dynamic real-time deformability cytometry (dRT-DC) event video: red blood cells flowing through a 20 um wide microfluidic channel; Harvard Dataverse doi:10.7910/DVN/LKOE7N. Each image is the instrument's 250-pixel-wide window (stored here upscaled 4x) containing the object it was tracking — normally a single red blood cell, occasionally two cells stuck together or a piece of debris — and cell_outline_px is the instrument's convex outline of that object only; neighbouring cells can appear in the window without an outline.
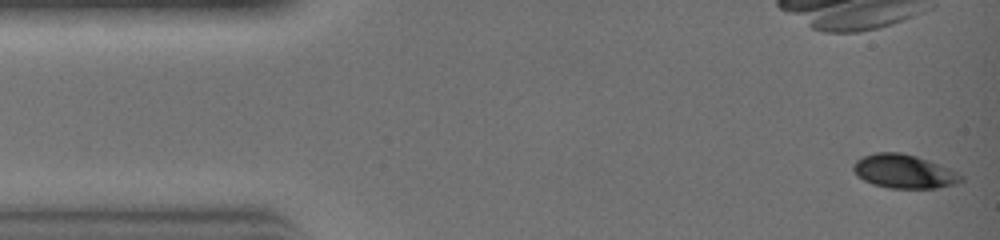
{"species": "common noctule bat (a hibernating species)", "species_latin": "Nyctalus noctula", "temperature_condition": "warm", "stored_images_in_passage": 11, "camera_frame_rate_fps": 3000, "um_per_image_px": 0.085, "animal": {"sex": "female", "body_mass_g": 19.0, "forearm_length_mm": 51.5}, "frame": {"image": 1, "passage_image": 1, "time_ms": 0.0, "image_size_px": [1000, 240], "cell_outline_px": [[964, 180], [956, 184], [936, 188], [888, 188], [872, 184], [856, 176], [852, 168], [856, 160], [864, 156], [876, 152], [900, 152], [916, 156], [928, 160], [948, 168], [964, 176]], "centroid_in_image_um": [76.83, 14.58], "position_along_channel_um": 8.2, "area_um2": 21.21}}
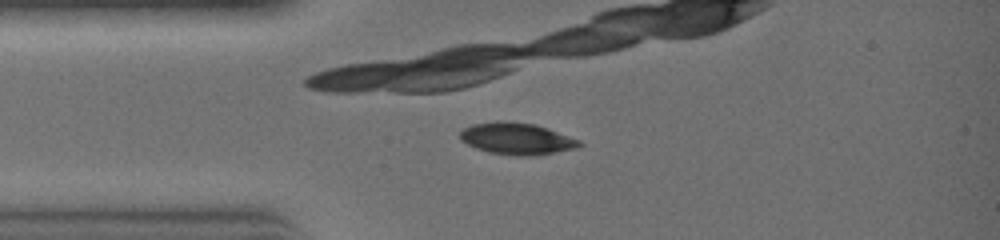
{"frame": {"image": 2, "passage_image": 7, "time_ms": 2.0, "image_size_px": [1000, 240], "cell_outline_px": [[584, 144], [576, 148], [556, 152], [532, 156], [516, 156], [488, 152], [476, 148], [460, 140], [460, 132], [464, 128], [472, 124], [500, 120], [536, 124], [548, 128], [580, 140]], "centroid_in_image_um": [43.93, 11.78], "position_along_channel_um": 41.1, "area_um2": 22.2}}